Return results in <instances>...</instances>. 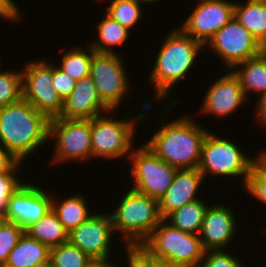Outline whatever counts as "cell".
<instances>
[{
	"mask_svg": "<svg viewBox=\"0 0 266 267\" xmlns=\"http://www.w3.org/2000/svg\"><path fill=\"white\" fill-rule=\"evenodd\" d=\"M173 28L161 44L150 76L147 77L151 85L153 84L155 93L153 97L157 101L159 99L171 101V96H173L171 87L185 80L197 61L199 51L205 47L200 41L187 35L180 27Z\"/></svg>",
	"mask_w": 266,
	"mask_h": 267,
	"instance_id": "cell-1",
	"label": "cell"
},
{
	"mask_svg": "<svg viewBox=\"0 0 266 267\" xmlns=\"http://www.w3.org/2000/svg\"><path fill=\"white\" fill-rule=\"evenodd\" d=\"M160 121L161 127L145 145L177 169L198 168L202 144L209 130L198 124L191 115H184L169 123H164V119Z\"/></svg>",
	"mask_w": 266,
	"mask_h": 267,
	"instance_id": "cell-2",
	"label": "cell"
},
{
	"mask_svg": "<svg viewBox=\"0 0 266 267\" xmlns=\"http://www.w3.org/2000/svg\"><path fill=\"white\" fill-rule=\"evenodd\" d=\"M49 119L23 98L0 108V143L24 162L49 141Z\"/></svg>",
	"mask_w": 266,
	"mask_h": 267,
	"instance_id": "cell-3",
	"label": "cell"
},
{
	"mask_svg": "<svg viewBox=\"0 0 266 267\" xmlns=\"http://www.w3.org/2000/svg\"><path fill=\"white\" fill-rule=\"evenodd\" d=\"M111 215L113 230L125 244H143L163 220L158 199L127 189Z\"/></svg>",
	"mask_w": 266,
	"mask_h": 267,
	"instance_id": "cell-4",
	"label": "cell"
},
{
	"mask_svg": "<svg viewBox=\"0 0 266 267\" xmlns=\"http://www.w3.org/2000/svg\"><path fill=\"white\" fill-rule=\"evenodd\" d=\"M110 111L105 115H100L91 119V145L92 158L104 157V159H118L125 156L129 159L130 154L135 147L134 136L136 134V121L143 122L147 118L146 113L137 114L136 118L130 119L129 116L124 118L113 119ZM110 113V114H109ZM108 114V116H106ZM112 117V118H110ZM129 118V119H128Z\"/></svg>",
	"mask_w": 266,
	"mask_h": 267,
	"instance_id": "cell-5",
	"label": "cell"
},
{
	"mask_svg": "<svg viewBox=\"0 0 266 267\" xmlns=\"http://www.w3.org/2000/svg\"><path fill=\"white\" fill-rule=\"evenodd\" d=\"M236 143L215 135L208 131L201 148L199 171L206 176L242 177L245 185L246 179L254 163L262 155L250 158Z\"/></svg>",
	"mask_w": 266,
	"mask_h": 267,
	"instance_id": "cell-6",
	"label": "cell"
},
{
	"mask_svg": "<svg viewBox=\"0 0 266 267\" xmlns=\"http://www.w3.org/2000/svg\"><path fill=\"white\" fill-rule=\"evenodd\" d=\"M143 244L160 260L185 267L200 266L205 253L198 234L183 232L164 219Z\"/></svg>",
	"mask_w": 266,
	"mask_h": 267,
	"instance_id": "cell-7",
	"label": "cell"
},
{
	"mask_svg": "<svg viewBox=\"0 0 266 267\" xmlns=\"http://www.w3.org/2000/svg\"><path fill=\"white\" fill-rule=\"evenodd\" d=\"M48 139L55 140L51 163L88 162L92 157L91 120L50 119Z\"/></svg>",
	"mask_w": 266,
	"mask_h": 267,
	"instance_id": "cell-8",
	"label": "cell"
},
{
	"mask_svg": "<svg viewBox=\"0 0 266 267\" xmlns=\"http://www.w3.org/2000/svg\"><path fill=\"white\" fill-rule=\"evenodd\" d=\"M123 59L117 53H95L90 66V77L102 103L116 111L122 100L130 98V81Z\"/></svg>",
	"mask_w": 266,
	"mask_h": 267,
	"instance_id": "cell-9",
	"label": "cell"
},
{
	"mask_svg": "<svg viewBox=\"0 0 266 267\" xmlns=\"http://www.w3.org/2000/svg\"><path fill=\"white\" fill-rule=\"evenodd\" d=\"M129 161L133 190L160 199L172 184L177 168L160 159L148 146L133 148Z\"/></svg>",
	"mask_w": 266,
	"mask_h": 267,
	"instance_id": "cell-10",
	"label": "cell"
},
{
	"mask_svg": "<svg viewBox=\"0 0 266 267\" xmlns=\"http://www.w3.org/2000/svg\"><path fill=\"white\" fill-rule=\"evenodd\" d=\"M21 70L22 98L49 120L59 117L63 100L52 86V63L31 60Z\"/></svg>",
	"mask_w": 266,
	"mask_h": 267,
	"instance_id": "cell-11",
	"label": "cell"
},
{
	"mask_svg": "<svg viewBox=\"0 0 266 267\" xmlns=\"http://www.w3.org/2000/svg\"><path fill=\"white\" fill-rule=\"evenodd\" d=\"M222 60L227 70L258 56L265 48L234 17L205 45Z\"/></svg>",
	"mask_w": 266,
	"mask_h": 267,
	"instance_id": "cell-12",
	"label": "cell"
},
{
	"mask_svg": "<svg viewBox=\"0 0 266 267\" xmlns=\"http://www.w3.org/2000/svg\"><path fill=\"white\" fill-rule=\"evenodd\" d=\"M197 1L194 10L179 27L205 46L234 17L235 2L229 0Z\"/></svg>",
	"mask_w": 266,
	"mask_h": 267,
	"instance_id": "cell-13",
	"label": "cell"
},
{
	"mask_svg": "<svg viewBox=\"0 0 266 267\" xmlns=\"http://www.w3.org/2000/svg\"><path fill=\"white\" fill-rule=\"evenodd\" d=\"M52 210V194L33 183H25L8 200L3 220L26 230Z\"/></svg>",
	"mask_w": 266,
	"mask_h": 267,
	"instance_id": "cell-14",
	"label": "cell"
},
{
	"mask_svg": "<svg viewBox=\"0 0 266 267\" xmlns=\"http://www.w3.org/2000/svg\"><path fill=\"white\" fill-rule=\"evenodd\" d=\"M111 215L95 213L87 221L68 233V242L90 258H112L110 242L114 235Z\"/></svg>",
	"mask_w": 266,
	"mask_h": 267,
	"instance_id": "cell-15",
	"label": "cell"
},
{
	"mask_svg": "<svg viewBox=\"0 0 266 267\" xmlns=\"http://www.w3.org/2000/svg\"><path fill=\"white\" fill-rule=\"evenodd\" d=\"M199 113L217 118L228 117L249 101L242 91L240 81L231 70L208 87Z\"/></svg>",
	"mask_w": 266,
	"mask_h": 267,
	"instance_id": "cell-16",
	"label": "cell"
},
{
	"mask_svg": "<svg viewBox=\"0 0 266 267\" xmlns=\"http://www.w3.org/2000/svg\"><path fill=\"white\" fill-rule=\"evenodd\" d=\"M234 211L227 205H209L205 211L199 236L205 251L224 250L234 239L236 230V217Z\"/></svg>",
	"mask_w": 266,
	"mask_h": 267,
	"instance_id": "cell-17",
	"label": "cell"
},
{
	"mask_svg": "<svg viewBox=\"0 0 266 267\" xmlns=\"http://www.w3.org/2000/svg\"><path fill=\"white\" fill-rule=\"evenodd\" d=\"M110 110L100 100L90 76L76 81L73 92L63 101L62 119L91 120Z\"/></svg>",
	"mask_w": 266,
	"mask_h": 267,
	"instance_id": "cell-18",
	"label": "cell"
},
{
	"mask_svg": "<svg viewBox=\"0 0 266 267\" xmlns=\"http://www.w3.org/2000/svg\"><path fill=\"white\" fill-rule=\"evenodd\" d=\"M204 179L198 168L177 169L171 186L158 200L162 219L185 204L200 199L197 193Z\"/></svg>",
	"mask_w": 266,
	"mask_h": 267,
	"instance_id": "cell-19",
	"label": "cell"
},
{
	"mask_svg": "<svg viewBox=\"0 0 266 267\" xmlns=\"http://www.w3.org/2000/svg\"><path fill=\"white\" fill-rule=\"evenodd\" d=\"M231 71L239 79L248 101L250 92L258 94L259 98L266 94V49L258 56L237 64Z\"/></svg>",
	"mask_w": 266,
	"mask_h": 267,
	"instance_id": "cell-20",
	"label": "cell"
},
{
	"mask_svg": "<svg viewBox=\"0 0 266 267\" xmlns=\"http://www.w3.org/2000/svg\"><path fill=\"white\" fill-rule=\"evenodd\" d=\"M55 196L52 195V211L68 233L95 214V212H90L88 199H85L82 194L74 193L64 200L59 198L57 200Z\"/></svg>",
	"mask_w": 266,
	"mask_h": 267,
	"instance_id": "cell-21",
	"label": "cell"
},
{
	"mask_svg": "<svg viewBox=\"0 0 266 267\" xmlns=\"http://www.w3.org/2000/svg\"><path fill=\"white\" fill-rule=\"evenodd\" d=\"M234 18L266 49V0L235 1Z\"/></svg>",
	"mask_w": 266,
	"mask_h": 267,
	"instance_id": "cell-22",
	"label": "cell"
},
{
	"mask_svg": "<svg viewBox=\"0 0 266 267\" xmlns=\"http://www.w3.org/2000/svg\"><path fill=\"white\" fill-rule=\"evenodd\" d=\"M50 248L26 233L9 253L5 267H34L49 260Z\"/></svg>",
	"mask_w": 266,
	"mask_h": 267,
	"instance_id": "cell-23",
	"label": "cell"
},
{
	"mask_svg": "<svg viewBox=\"0 0 266 267\" xmlns=\"http://www.w3.org/2000/svg\"><path fill=\"white\" fill-rule=\"evenodd\" d=\"M204 199H197L187 203L181 208L170 213L164 220L172 227L190 234H198L201 231L205 211L210 204Z\"/></svg>",
	"mask_w": 266,
	"mask_h": 267,
	"instance_id": "cell-24",
	"label": "cell"
},
{
	"mask_svg": "<svg viewBox=\"0 0 266 267\" xmlns=\"http://www.w3.org/2000/svg\"><path fill=\"white\" fill-rule=\"evenodd\" d=\"M25 233L49 248L68 242V232L52 210L38 222L29 226Z\"/></svg>",
	"mask_w": 266,
	"mask_h": 267,
	"instance_id": "cell-25",
	"label": "cell"
},
{
	"mask_svg": "<svg viewBox=\"0 0 266 267\" xmlns=\"http://www.w3.org/2000/svg\"><path fill=\"white\" fill-rule=\"evenodd\" d=\"M97 24L98 39L91 42L89 45L96 53H115L112 49L113 46H118L124 44L130 37L131 33L126 27L120 25L117 21L112 19L105 13V18L103 17Z\"/></svg>",
	"mask_w": 266,
	"mask_h": 267,
	"instance_id": "cell-26",
	"label": "cell"
},
{
	"mask_svg": "<svg viewBox=\"0 0 266 267\" xmlns=\"http://www.w3.org/2000/svg\"><path fill=\"white\" fill-rule=\"evenodd\" d=\"M87 47V50L82 46L69 48L57 66L75 80L90 76V66L96 52L90 45Z\"/></svg>",
	"mask_w": 266,
	"mask_h": 267,
	"instance_id": "cell-27",
	"label": "cell"
},
{
	"mask_svg": "<svg viewBox=\"0 0 266 267\" xmlns=\"http://www.w3.org/2000/svg\"><path fill=\"white\" fill-rule=\"evenodd\" d=\"M141 4L143 2L140 0H111L105 13L123 27L131 30L130 28H133L143 16Z\"/></svg>",
	"mask_w": 266,
	"mask_h": 267,
	"instance_id": "cell-28",
	"label": "cell"
},
{
	"mask_svg": "<svg viewBox=\"0 0 266 267\" xmlns=\"http://www.w3.org/2000/svg\"><path fill=\"white\" fill-rule=\"evenodd\" d=\"M54 267H87L92 259L78 247L69 242L50 248V257Z\"/></svg>",
	"mask_w": 266,
	"mask_h": 267,
	"instance_id": "cell-29",
	"label": "cell"
},
{
	"mask_svg": "<svg viewBox=\"0 0 266 267\" xmlns=\"http://www.w3.org/2000/svg\"><path fill=\"white\" fill-rule=\"evenodd\" d=\"M0 71V108H2L22 99V71L14 69L7 71L0 69Z\"/></svg>",
	"mask_w": 266,
	"mask_h": 267,
	"instance_id": "cell-30",
	"label": "cell"
},
{
	"mask_svg": "<svg viewBox=\"0 0 266 267\" xmlns=\"http://www.w3.org/2000/svg\"><path fill=\"white\" fill-rule=\"evenodd\" d=\"M243 188L252 198L266 205V157L263 154L254 163Z\"/></svg>",
	"mask_w": 266,
	"mask_h": 267,
	"instance_id": "cell-31",
	"label": "cell"
},
{
	"mask_svg": "<svg viewBox=\"0 0 266 267\" xmlns=\"http://www.w3.org/2000/svg\"><path fill=\"white\" fill-rule=\"evenodd\" d=\"M25 230L12 222L0 219V264L5 265L9 253L18 244Z\"/></svg>",
	"mask_w": 266,
	"mask_h": 267,
	"instance_id": "cell-32",
	"label": "cell"
},
{
	"mask_svg": "<svg viewBox=\"0 0 266 267\" xmlns=\"http://www.w3.org/2000/svg\"><path fill=\"white\" fill-rule=\"evenodd\" d=\"M21 164L23 166V162L19 161L10 171L0 174V219H4L6 216L8 200L11 195L25 183L17 176Z\"/></svg>",
	"mask_w": 266,
	"mask_h": 267,
	"instance_id": "cell-33",
	"label": "cell"
},
{
	"mask_svg": "<svg viewBox=\"0 0 266 267\" xmlns=\"http://www.w3.org/2000/svg\"><path fill=\"white\" fill-rule=\"evenodd\" d=\"M128 267H157L160 259L144 244H125Z\"/></svg>",
	"mask_w": 266,
	"mask_h": 267,
	"instance_id": "cell-34",
	"label": "cell"
},
{
	"mask_svg": "<svg viewBox=\"0 0 266 267\" xmlns=\"http://www.w3.org/2000/svg\"><path fill=\"white\" fill-rule=\"evenodd\" d=\"M241 260L234 254L224 250L205 251L201 267H244Z\"/></svg>",
	"mask_w": 266,
	"mask_h": 267,
	"instance_id": "cell-35",
	"label": "cell"
},
{
	"mask_svg": "<svg viewBox=\"0 0 266 267\" xmlns=\"http://www.w3.org/2000/svg\"><path fill=\"white\" fill-rule=\"evenodd\" d=\"M76 81L61 70L57 64L52 63V86L63 101L73 92Z\"/></svg>",
	"mask_w": 266,
	"mask_h": 267,
	"instance_id": "cell-36",
	"label": "cell"
},
{
	"mask_svg": "<svg viewBox=\"0 0 266 267\" xmlns=\"http://www.w3.org/2000/svg\"><path fill=\"white\" fill-rule=\"evenodd\" d=\"M18 7L14 0H0V17L9 22L18 21V19H21V10Z\"/></svg>",
	"mask_w": 266,
	"mask_h": 267,
	"instance_id": "cell-37",
	"label": "cell"
},
{
	"mask_svg": "<svg viewBox=\"0 0 266 267\" xmlns=\"http://www.w3.org/2000/svg\"><path fill=\"white\" fill-rule=\"evenodd\" d=\"M19 160L0 143V174L10 171Z\"/></svg>",
	"mask_w": 266,
	"mask_h": 267,
	"instance_id": "cell-38",
	"label": "cell"
},
{
	"mask_svg": "<svg viewBox=\"0 0 266 267\" xmlns=\"http://www.w3.org/2000/svg\"><path fill=\"white\" fill-rule=\"evenodd\" d=\"M256 101L257 123L260 124L259 126L264 125L266 127V94L262 95L260 98L257 97Z\"/></svg>",
	"mask_w": 266,
	"mask_h": 267,
	"instance_id": "cell-39",
	"label": "cell"
},
{
	"mask_svg": "<svg viewBox=\"0 0 266 267\" xmlns=\"http://www.w3.org/2000/svg\"><path fill=\"white\" fill-rule=\"evenodd\" d=\"M111 258H94L88 262L87 267H115L111 262Z\"/></svg>",
	"mask_w": 266,
	"mask_h": 267,
	"instance_id": "cell-40",
	"label": "cell"
},
{
	"mask_svg": "<svg viewBox=\"0 0 266 267\" xmlns=\"http://www.w3.org/2000/svg\"><path fill=\"white\" fill-rule=\"evenodd\" d=\"M157 267H185V266L160 260L157 264Z\"/></svg>",
	"mask_w": 266,
	"mask_h": 267,
	"instance_id": "cell-41",
	"label": "cell"
},
{
	"mask_svg": "<svg viewBox=\"0 0 266 267\" xmlns=\"http://www.w3.org/2000/svg\"><path fill=\"white\" fill-rule=\"evenodd\" d=\"M34 267H54V266H53L51 260L49 259L43 263L35 265Z\"/></svg>",
	"mask_w": 266,
	"mask_h": 267,
	"instance_id": "cell-42",
	"label": "cell"
},
{
	"mask_svg": "<svg viewBox=\"0 0 266 267\" xmlns=\"http://www.w3.org/2000/svg\"><path fill=\"white\" fill-rule=\"evenodd\" d=\"M140 1H142L143 3H147V4H151V3H154L155 4V2H158L160 0H140Z\"/></svg>",
	"mask_w": 266,
	"mask_h": 267,
	"instance_id": "cell-43",
	"label": "cell"
}]
</instances>
